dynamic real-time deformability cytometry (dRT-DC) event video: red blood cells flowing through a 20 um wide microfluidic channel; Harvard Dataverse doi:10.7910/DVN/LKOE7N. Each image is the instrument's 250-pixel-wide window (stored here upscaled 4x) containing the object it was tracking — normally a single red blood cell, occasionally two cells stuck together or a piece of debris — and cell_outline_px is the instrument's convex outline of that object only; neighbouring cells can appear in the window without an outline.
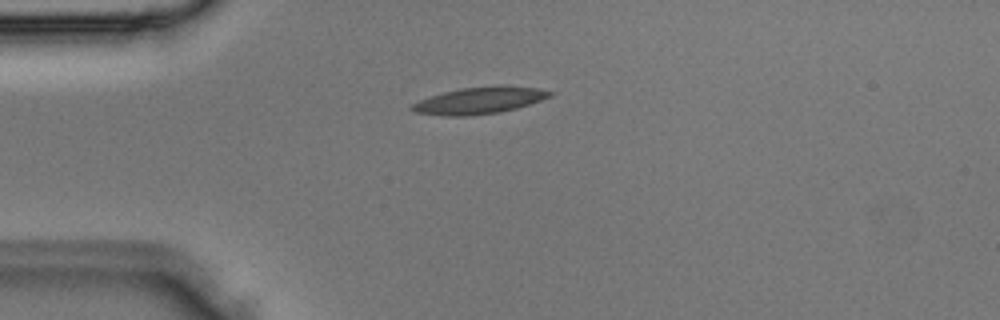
{"species": "Egyptian fruit bat (a non-hibernating species)", "species_latin": "Rousettus aegyptiacus", "temperature_condition": "room temperature", "stored_images_in_passage": 1, "camera_frame_rate_fps": 3000, "um_per_image_px": 0.085, "animal": {"sex": "male"}, "frame": {"image": 1, "passage_image": 1, "time_ms": 0.0, "image_size_px": [1000, 320], "cell_outline_px": [[556, 92], [552, 96], [516, 108], [500, 112], [468, 116], [444, 116], [416, 112], [408, 108], [412, 104], [420, 100], [444, 92], [460, 88], [496, 84], [500, 84], [536, 88]], "centroid_in_image_um": [40.78, 8.52], "position_along_channel_um": 44.2, "area_um2": 21.68}}